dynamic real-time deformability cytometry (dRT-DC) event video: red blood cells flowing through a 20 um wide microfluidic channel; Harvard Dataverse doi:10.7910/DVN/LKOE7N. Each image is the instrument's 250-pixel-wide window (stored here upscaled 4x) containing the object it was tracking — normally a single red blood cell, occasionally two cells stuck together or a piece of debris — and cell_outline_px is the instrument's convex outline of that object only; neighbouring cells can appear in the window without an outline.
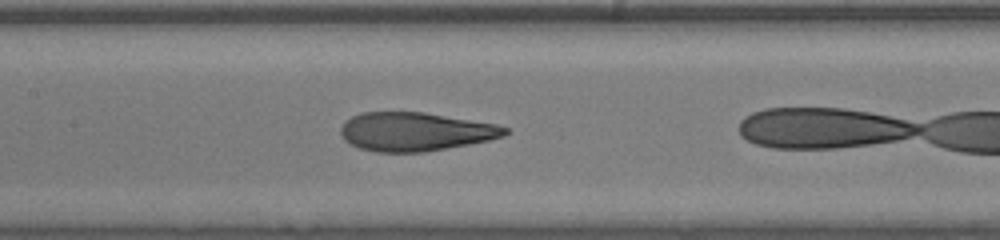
{"species": "human", "species_latin": "Homo sapiens", "temperature_condition": "room temperature", "stored_images_in_passage": 32, "camera_frame_rate_fps": 3000, "um_per_image_px": 0.085, "donor": {"sex": "male"}, "frame": {"image": 1, "passage_image": 31, "time_ms": 10.0, "image_size_px": [1000, 240], "cell_outline_px": [[508, 132], [504, 136], [488, 140], [468, 144], [424, 152], [376, 152], [360, 148], [344, 140], [340, 136], [340, 128], [352, 116], [360, 112], [424, 112], [496, 124], [508, 128]], "centroid_in_image_um": [35.28, 11.19], "position_along_channel_um": 172.1, "area_um2": 36.82}}